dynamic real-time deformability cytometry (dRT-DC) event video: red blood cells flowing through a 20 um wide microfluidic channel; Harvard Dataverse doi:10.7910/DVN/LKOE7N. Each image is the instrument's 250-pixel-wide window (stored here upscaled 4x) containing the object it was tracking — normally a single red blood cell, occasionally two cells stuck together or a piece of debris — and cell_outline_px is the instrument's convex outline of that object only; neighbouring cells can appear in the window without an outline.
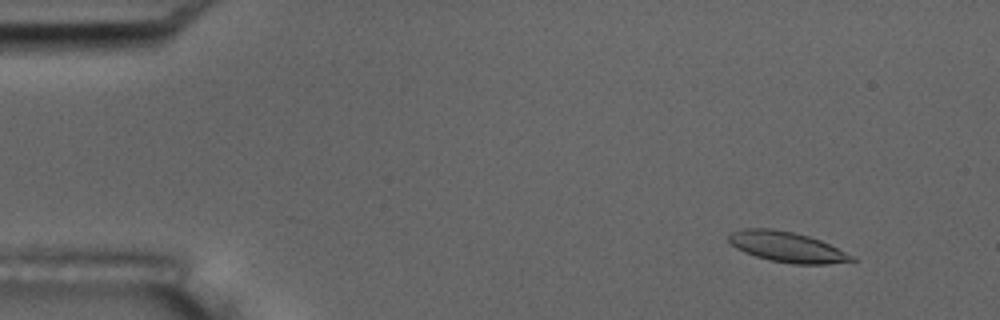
{"species": "common noctule bat (a hibernating species)", "species_latin": "Nyctalus noctula", "temperature_condition": "room temperature", "stored_images_in_passage": 55, "camera_frame_rate_fps": 3000, "um_per_image_px": 0.085, "animal": {"sex": "male", "body_mass_g": 17.5, "forearm_length_mm": 52.3}, "frame": {"image": 1, "passage_image": 6, "time_ms": 1.667, "image_size_px": [1000, 320], "cell_outline_px": [[856, 260], [828, 264], [792, 264], [772, 260], [756, 256], [744, 252], [736, 248], [728, 240], [728, 236], [732, 232], [744, 228], [772, 228], [792, 232], [808, 236], [820, 240], [856, 256]], "centroid_in_image_um": [66.91, 20.99], "position_along_channel_um": 18.1, "area_um2": 21.68}}
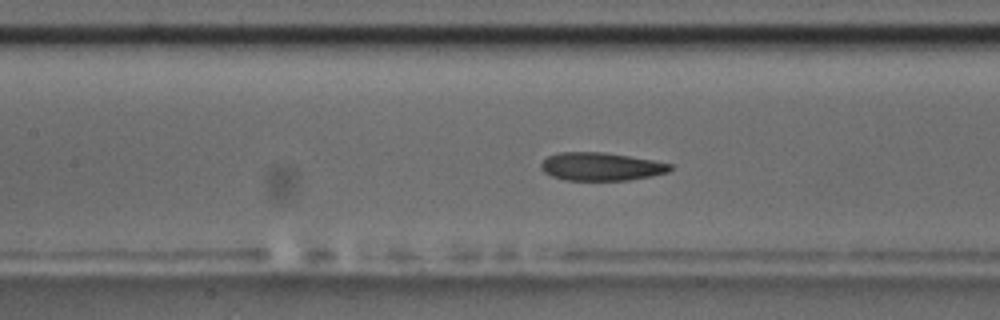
{"frame": {"image": 2, "passage_image": 25, "time_ms": 8.0, "image_size_px": [1000, 320], "cell_outline_px": [[672, 168], [668, 172], [652, 176], [628, 180], [564, 180], [552, 176], [544, 172], [540, 168], [540, 164], [548, 156], [560, 152], [604, 152], [652, 160], [672, 164]], "centroid_in_image_um": [51.08, 14.16], "position_along_channel_um": 156.3, "area_um2": 21.1}}
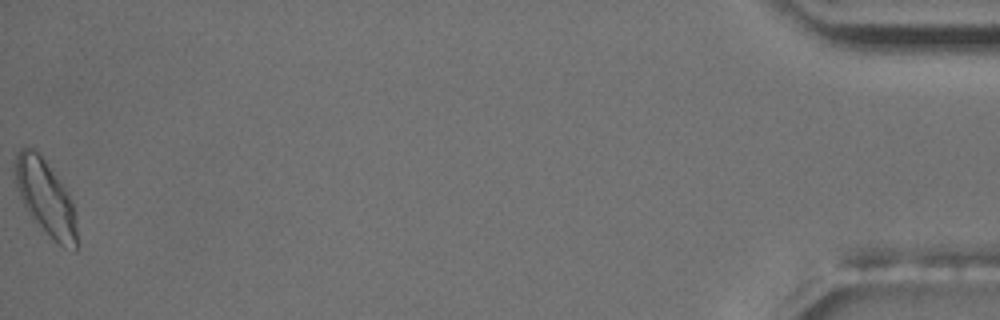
{"frame": {"image": 3, "passage_image": 55, "time_ms": 18.0, "image_size_px": [1000, 320], "cell_outline_px": [[76, 252], [64, 248], [32, 220], [20, 196], [16, 184], [16, 152], [20, 148], [32, 144], [68, 192], [76, 216]], "centroid_in_image_um": [3.88, 16.79], "position_along_channel_um": 431.3, "area_um2": 26.82}, "authors_computed_cell_mechanics": {"area_um2": 22.0218, "velocity_mm_per_s": 3.7243, "shape_relaxation_time_tau1_ms": 6.9401, "shape_relaxation_time_tau2_ms": 2.4275, "deformation_change_tau1": 0.159, "deformation_change_tau2": 0.088}}